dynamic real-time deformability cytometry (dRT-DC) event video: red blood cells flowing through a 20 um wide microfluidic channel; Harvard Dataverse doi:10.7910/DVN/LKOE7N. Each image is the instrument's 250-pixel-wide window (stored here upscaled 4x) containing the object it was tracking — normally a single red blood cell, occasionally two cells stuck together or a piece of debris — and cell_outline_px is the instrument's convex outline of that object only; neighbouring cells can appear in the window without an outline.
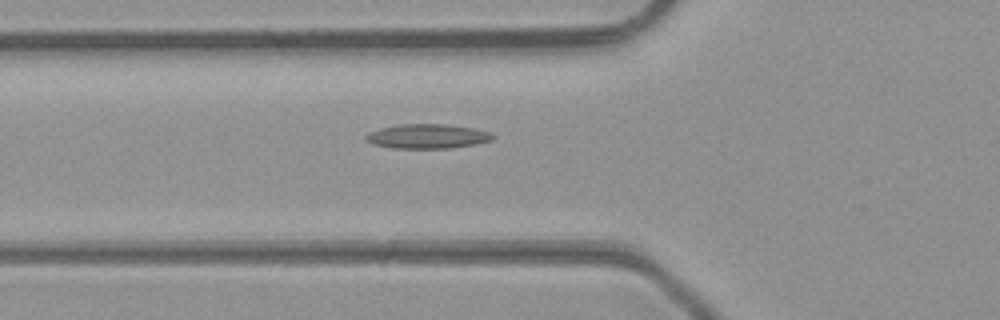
{"species": "common noctule bat (a hibernating species)", "species_latin": "Nyctalus noctula", "temperature_condition": "room temperature", "stored_images_in_passage": 17, "camera_frame_rate_fps": 3000, "um_per_image_px": 0.085, "animal": {"sex": "male", "body_mass_g": 23.1, "forearm_length_mm": 52.7}, "frame": {"image": 1, "passage_image": 3, "time_ms": 0.667, "image_size_px": [1000, 320], "cell_outline_px": [[496, 136], [492, 140], [476, 144], [452, 148], [392, 148], [372, 144], [364, 136], [368, 132], [380, 128], [400, 124], [444, 124], [476, 128], [488, 132]], "centroid_in_image_um": [36.34, 11.58], "position_along_channel_um": 89.5, "area_um2": 18.15}}
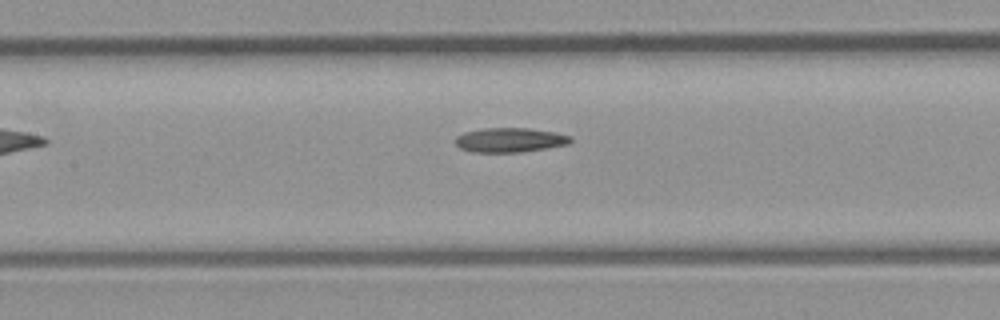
{"frame": {"image": 2, "passage_image": 8, "time_ms": 2.333, "image_size_px": [1000, 320], "cell_outline_px": [[572, 140], [568, 144], [548, 148], [520, 152], [472, 152], [460, 148], [456, 144], [456, 136], [464, 132], [484, 128], [528, 128], [556, 132], [572, 136]], "centroid_in_image_um": [43.36, 11.9], "position_along_channel_um": 164.0, "area_um2": 16.47}}
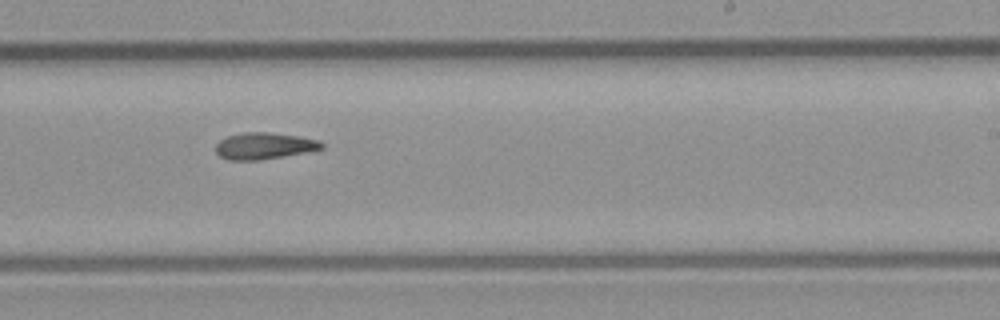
{"frame": {"image": 3, "passage_image": 15, "time_ms": 4.667, "image_size_px": [1000, 320], "cell_outline_px": [[324, 148], [308, 152], [256, 160], [228, 160], [220, 156], [216, 152], [216, 144], [220, 140], [228, 136], [244, 132], [268, 132], [300, 136], [320, 140], [324, 144]], "centroid_in_image_um": [22.48, 12.39], "position_along_channel_um": 266.5, "area_um2": 16.42}}